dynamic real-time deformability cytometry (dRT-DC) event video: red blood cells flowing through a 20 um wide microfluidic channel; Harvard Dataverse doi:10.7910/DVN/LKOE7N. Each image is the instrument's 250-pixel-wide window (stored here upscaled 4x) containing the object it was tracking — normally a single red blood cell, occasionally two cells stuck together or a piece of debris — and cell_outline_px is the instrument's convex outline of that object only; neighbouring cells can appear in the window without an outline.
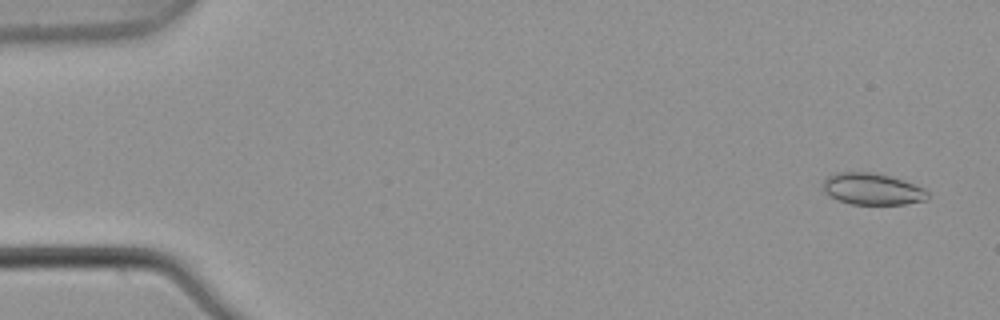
{"species": "common noctule bat (a hibernating species)", "species_latin": "Nyctalus noctula", "temperature_condition": "warm", "stored_images_in_passage": 8, "camera_frame_rate_fps": 3000, "um_per_image_px": 0.085, "animal": {"sex": "male", "body_mass_g": 21.5, "forearm_length_mm": 52.0}, "frame": {"image": 1, "passage_image": 1, "time_ms": 0.0, "image_size_px": [1000, 320], "cell_outline_px": [[928, 196], [924, 200], [904, 204], [852, 204], [840, 200], [824, 192], [820, 184], [828, 176], [836, 172], [872, 172], [904, 180], [924, 188], [928, 192]], "centroid_in_image_um": [74.11, 16.05], "position_along_channel_um": 10.9, "area_um2": 19.19}}
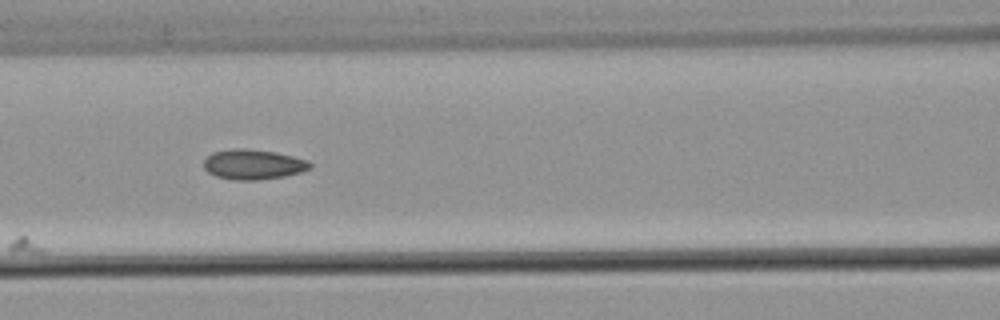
{"frame": {"image": 2, "passage_image": 6, "time_ms": 1.667, "image_size_px": [1000, 320], "cell_outline_px": [[312, 168], [300, 172], [284, 176], [260, 180], [232, 180], [216, 176], [208, 172], [204, 168], [204, 160], [212, 152], [236, 148], [244, 148], [272, 152], [292, 156], [308, 160], [312, 164]], "centroid_in_image_um": [21.52, 13.98], "position_along_channel_um": 145.1, "area_um2": 18.55}}